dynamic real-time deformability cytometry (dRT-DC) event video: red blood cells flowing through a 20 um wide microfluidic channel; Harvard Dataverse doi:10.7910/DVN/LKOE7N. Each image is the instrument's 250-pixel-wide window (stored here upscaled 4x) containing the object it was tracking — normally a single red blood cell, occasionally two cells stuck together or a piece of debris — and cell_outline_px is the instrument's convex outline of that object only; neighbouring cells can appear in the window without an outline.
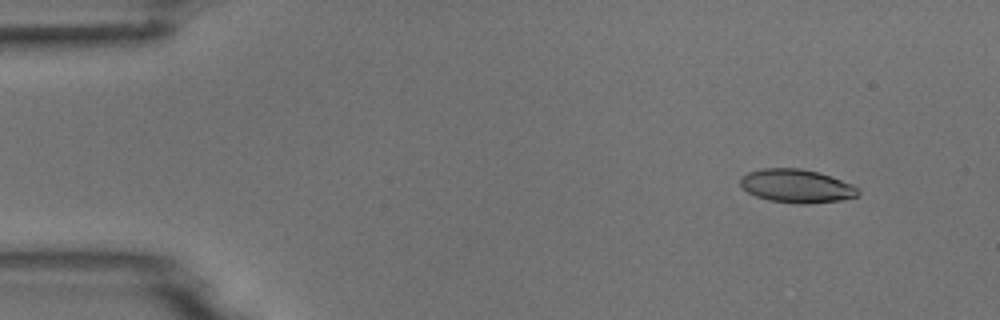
{"species": "common noctule bat (a hibernating species)", "species_latin": "Nyctalus noctula", "temperature_condition": "room temperature", "stored_images_in_passage": 6, "camera_frame_rate_fps": 3000, "um_per_image_px": 0.085, "animal": {"sex": "male", "body_mass_g": 18.8}, "frame": {"image": 1, "passage_image": 2, "time_ms": 0.333, "image_size_px": [1000, 320], "cell_outline_px": [[860, 196], [840, 200], [808, 204], [800, 204], [768, 200], [756, 196], [748, 192], [740, 184], [740, 176], [748, 172], [764, 168], [800, 168], [816, 172], [852, 184], [860, 192]], "centroid_in_image_um": [67.69, 15.82], "position_along_channel_um": 17.3, "area_um2": 22.83}}